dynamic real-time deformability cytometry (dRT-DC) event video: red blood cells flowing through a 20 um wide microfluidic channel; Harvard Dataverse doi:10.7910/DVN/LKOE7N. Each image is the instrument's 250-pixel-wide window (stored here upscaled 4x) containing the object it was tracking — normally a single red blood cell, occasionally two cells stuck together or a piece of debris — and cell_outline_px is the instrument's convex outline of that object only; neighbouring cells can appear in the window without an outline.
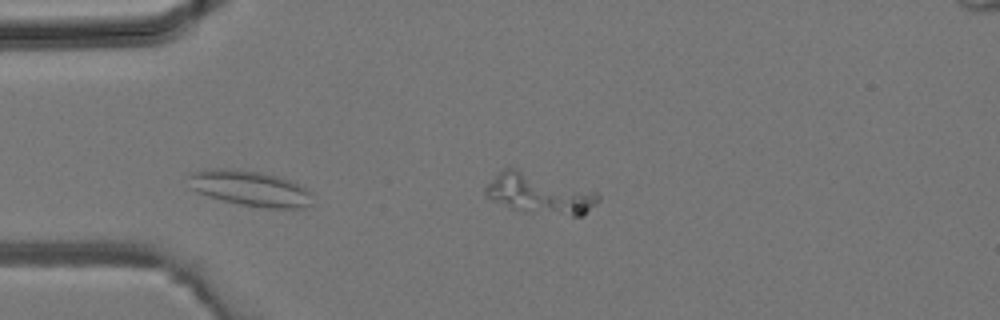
{"species": "common noctule bat (a hibernating species)", "species_latin": "Nyctalus noctula", "temperature_condition": "room temperature", "stored_images_in_passage": 7, "camera_frame_rate_fps": 3000, "um_per_image_px": 0.085, "animal": {"sex": "male", "body_mass_g": 19.2, "forearm_length_mm": 51.8}, "frame": {"image": 1, "passage_image": 7, "time_ms": 2.0, "image_size_px": [1000, 320], "cell_outline_px": [[600, 200], [596, 204], [580, 216], [572, 216], [524, 212], [512, 208], [492, 200], [484, 196], [484, 188], [504, 168], [516, 168], [596, 192], [600, 196]], "centroid_in_image_um": [45.83, 16.49], "position_along_channel_um": 39.2, "area_um2": 26.01}}